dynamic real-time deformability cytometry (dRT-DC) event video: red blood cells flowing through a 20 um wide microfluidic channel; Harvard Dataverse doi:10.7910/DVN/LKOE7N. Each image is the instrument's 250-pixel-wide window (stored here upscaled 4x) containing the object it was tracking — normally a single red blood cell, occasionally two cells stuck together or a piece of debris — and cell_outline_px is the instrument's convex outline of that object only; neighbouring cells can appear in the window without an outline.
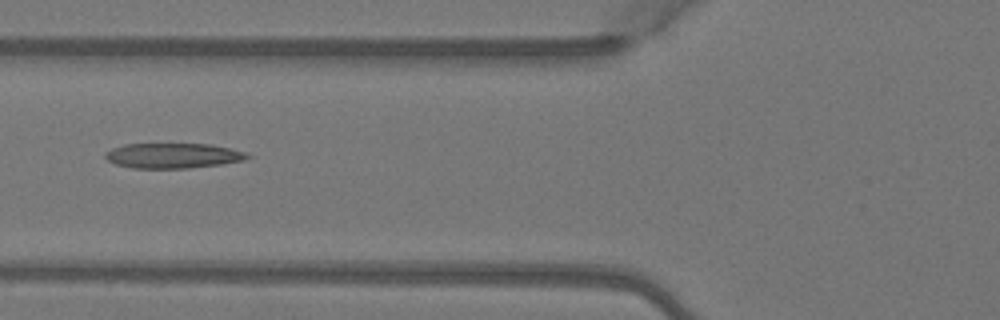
{"species": "Egyptian fruit bat (a non-hibernating species)", "species_latin": "Rousettus aegyptiacus", "temperature_condition": "warm", "stored_images_in_passage": 2, "camera_frame_rate_fps": 3000, "um_per_image_px": 0.085, "animal": {"sex": "female"}, "frame": {"image": 1, "passage_image": 2, "time_ms": 0.333, "image_size_px": [1000, 320], "cell_outline_px": [[252, 156], [244, 160], [220, 164], [188, 168], [132, 168], [116, 164], [108, 160], [104, 156], [104, 152], [112, 148], [124, 144], [208, 144], [232, 148], [248, 152]], "centroid_in_image_um": [14.72, 13.22], "position_along_channel_um": 111.1, "area_um2": 20.87}}